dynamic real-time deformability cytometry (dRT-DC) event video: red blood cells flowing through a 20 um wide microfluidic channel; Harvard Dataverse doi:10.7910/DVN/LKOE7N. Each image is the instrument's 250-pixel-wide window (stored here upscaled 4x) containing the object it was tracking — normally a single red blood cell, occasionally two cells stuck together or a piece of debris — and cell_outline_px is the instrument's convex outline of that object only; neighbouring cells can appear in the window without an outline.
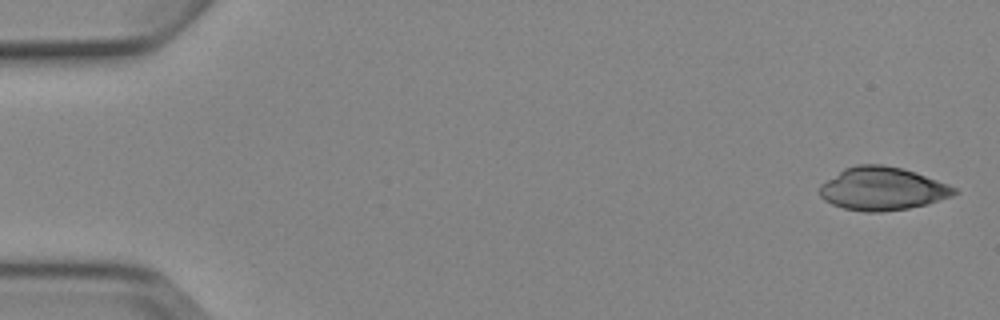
{"species": "Egyptian fruit bat (a non-hibernating species)", "species_latin": "Rousettus aegyptiacus", "temperature_condition": "cold", "stored_images_in_passage": 5, "camera_frame_rate_fps": 3000, "um_per_image_px": 0.085, "animal": {"sex": "female"}, "frame": {"image": 1, "passage_image": 1, "time_ms": 0.0, "image_size_px": [1000, 320], "cell_outline_px": [[960, 192], [952, 196], [928, 204], [908, 208], [880, 212], [864, 212], [844, 208], [832, 204], [824, 200], [820, 196], [820, 184], [844, 168], [856, 164], [884, 164], [904, 168], [916, 172], [948, 184], [956, 188]], "centroid_in_image_um": [75.01, 16.03], "position_along_channel_um": 10.0, "area_um2": 34.04}}
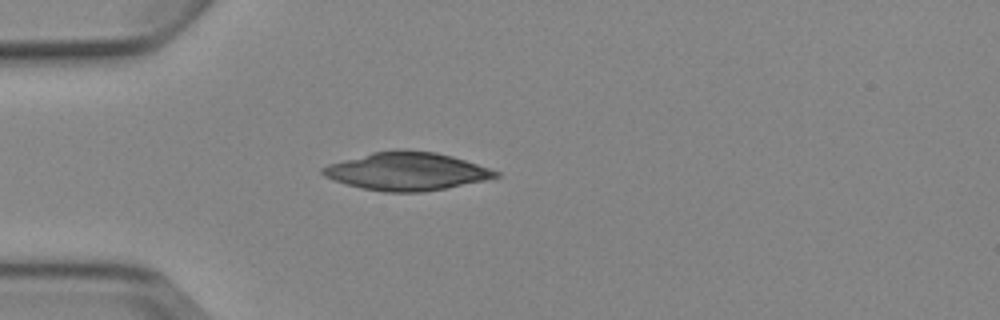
{"frame": {"image": 2, "passage_image": 5, "time_ms": 4.333, "image_size_px": [1000, 320], "cell_outline_px": [[500, 176], [484, 180], [424, 192], [384, 192], [364, 188], [348, 184], [324, 176], [320, 172], [320, 168], [328, 164], [372, 152], [396, 148], [404, 148], [436, 152], [452, 156], [500, 172]], "centroid_in_image_um": [34.55, 14.54], "position_along_channel_um": 50.5, "area_um2": 38.15}}